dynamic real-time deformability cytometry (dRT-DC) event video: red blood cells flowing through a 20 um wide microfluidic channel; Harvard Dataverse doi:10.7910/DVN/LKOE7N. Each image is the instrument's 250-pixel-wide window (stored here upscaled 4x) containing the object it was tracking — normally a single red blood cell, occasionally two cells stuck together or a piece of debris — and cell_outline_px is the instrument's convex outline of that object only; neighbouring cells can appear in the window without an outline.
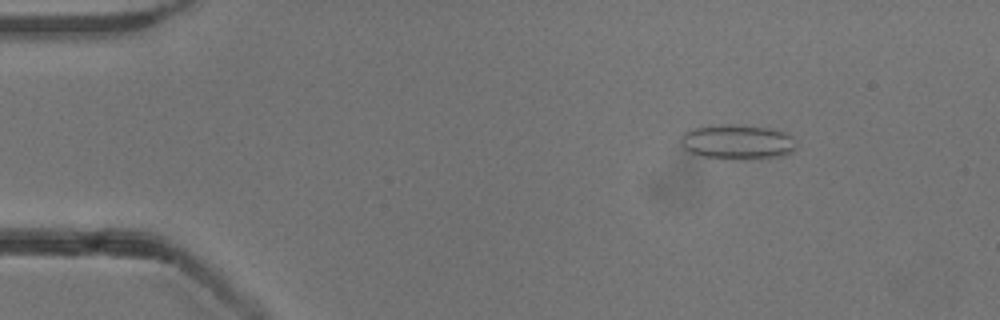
{"species": "common noctule bat (a hibernating species)", "species_latin": "Nyctalus noctula", "temperature_condition": "cold", "stored_images_in_passage": 4, "camera_frame_rate_fps": 3000, "um_per_image_px": 0.085, "animal": {"sex": "male", "body_mass_g": 13.3}, "frame": {"image": 1, "passage_image": 2, "time_ms": 1.333, "image_size_px": [1000, 320], "cell_outline_px": [[796, 148], [792, 152], [784, 156], [760, 160], [744, 160], [700, 156], [688, 152], [680, 144], [680, 136], [684, 132], [692, 128], [724, 124], [732, 124], [768, 128], [784, 132], [788, 136]], "centroid_in_image_um": [62.63, 12.1], "position_along_channel_um": 22.4, "area_um2": 23.7}}